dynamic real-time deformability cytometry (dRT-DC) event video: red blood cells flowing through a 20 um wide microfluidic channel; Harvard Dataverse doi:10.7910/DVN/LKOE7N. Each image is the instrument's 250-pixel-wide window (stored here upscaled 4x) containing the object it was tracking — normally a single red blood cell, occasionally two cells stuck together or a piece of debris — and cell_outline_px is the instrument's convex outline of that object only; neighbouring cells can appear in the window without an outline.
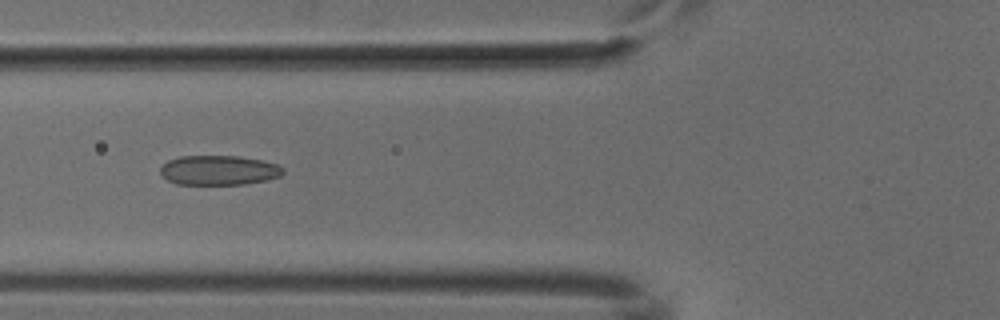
{"species": "common noctule bat (a hibernating species)", "species_latin": "Nyctalus noctula", "temperature_condition": "cold", "stored_images_in_passage": 45, "camera_frame_rate_fps": 3000, "um_per_image_px": 0.085, "animal": {"sex": "male", "body_mass_g": 18.8}, "frame": {"image": 1, "passage_image": 13, "time_ms": 4.0, "image_size_px": [1000, 320], "cell_outline_px": [[284, 172], [280, 176], [268, 180], [244, 184], [176, 184], [160, 176], [160, 168], [168, 160], [180, 156], [240, 156], [260, 160], [276, 164], [284, 168]], "centroid_in_image_um": [18.59, 14.47], "position_along_channel_um": 107.2, "area_um2": 21.27}}
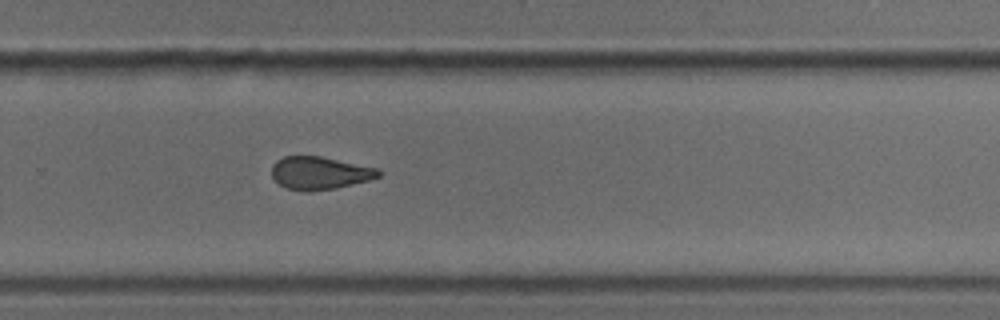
{"frame": {"image": 2, "passage_image": 28, "time_ms": 9.0, "image_size_px": [1000, 320], "cell_outline_px": [[380, 176], [368, 180], [336, 188], [308, 192], [288, 188], [280, 184], [272, 176], [272, 164], [276, 160], [284, 156], [320, 156], [376, 168], [380, 172]], "centroid_in_image_um": [27.14, 14.7], "position_along_channel_um": 302.7, "area_um2": 20.17}}
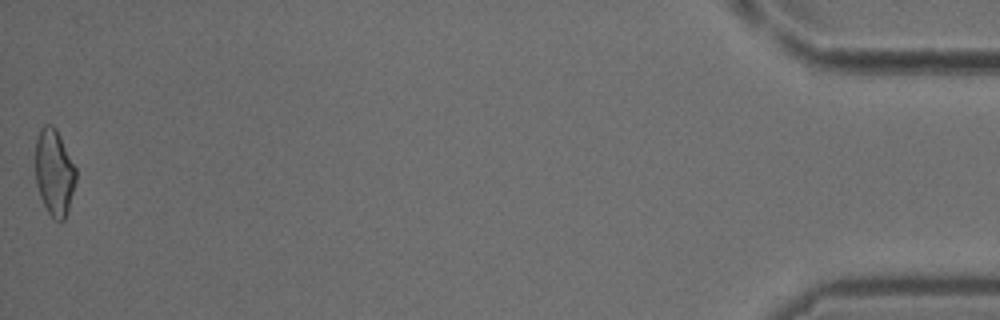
{"frame": {"image": 3, "passage_image": 45, "time_ms": 14.667, "image_size_px": [1000, 320], "cell_outline_px": [[76, 180], [68, 212], [64, 220], [56, 220], [48, 212], [40, 196], [36, 184], [36, 136], [40, 128], [44, 124], [52, 124], [56, 128], [76, 168]], "centroid_in_image_um": [4.61, 14.63], "position_along_channel_um": 430.6, "area_um2": 20.4}}